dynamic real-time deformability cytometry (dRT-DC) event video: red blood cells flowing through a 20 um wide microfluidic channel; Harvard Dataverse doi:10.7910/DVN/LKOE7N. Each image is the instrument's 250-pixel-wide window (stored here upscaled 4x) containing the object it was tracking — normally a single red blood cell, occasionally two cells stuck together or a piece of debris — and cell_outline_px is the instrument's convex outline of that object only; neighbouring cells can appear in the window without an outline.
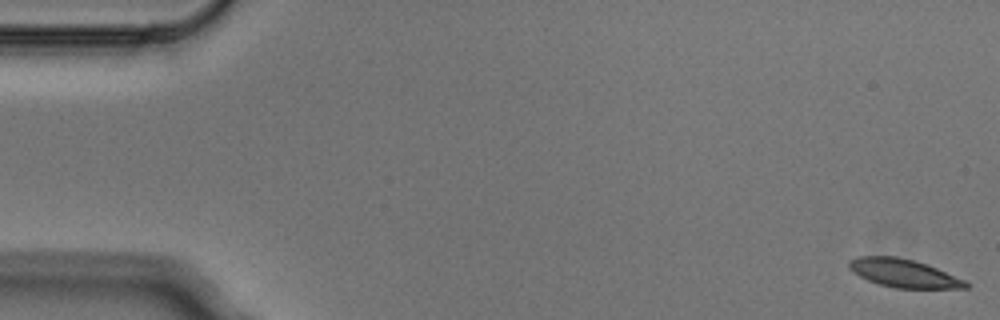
{"species": "Egyptian fruit bat (a non-hibernating species)", "species_latin": "Rousettus aegyptiacus", "temperature_condition": "cold", "stored_images_in_passage": 5, "camera_frame_rate_fps": 3000, "um_per_image_px": 0.085, "animal": {"sex": "male"}, "frame": {"image": 1, "passage_image": 1, "time_ms": 0.0, "image_size_px": [1000, 320], "cell_outline_px": [[972, 284], [968, 288], [896, 288], [880, 284], [868, 280], [852, 272], [848, 268], [848, 260], [856, 256], [896, 256], [916, 260], [928, 264], [964, 280]], "centroid_in_image_um": [76.8, 23.21], "position_along_channel_um": 8.2, "area_um2": 19.36}}
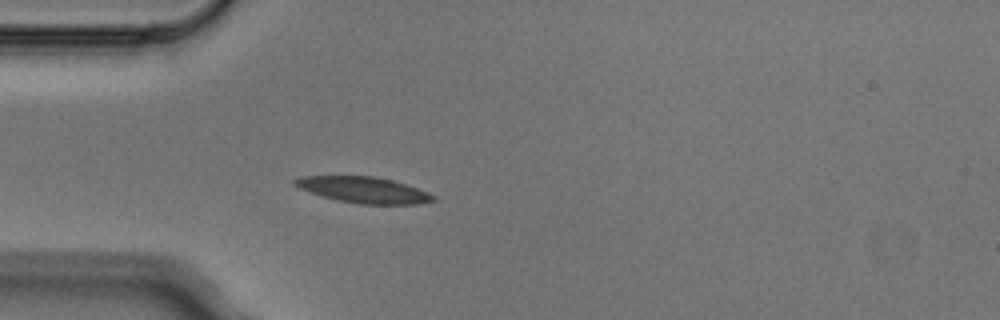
{"frame": {"image": 2, "passage_image": 5, "time_ms": 1.333, "image_size_px": [1000, 320], "cell_outline_px": [[440, 200], [420, 204], [360, 204], [336, 200], [300, 188], [292, 184], [292, 180], [300, 176], [376, 176], [392, 180], [428, 192], [436, 196]], "centroid_in_image_um": [30.95, 16.14], "position_along_channel_um": 54.1, "area_um2": 21.04}}